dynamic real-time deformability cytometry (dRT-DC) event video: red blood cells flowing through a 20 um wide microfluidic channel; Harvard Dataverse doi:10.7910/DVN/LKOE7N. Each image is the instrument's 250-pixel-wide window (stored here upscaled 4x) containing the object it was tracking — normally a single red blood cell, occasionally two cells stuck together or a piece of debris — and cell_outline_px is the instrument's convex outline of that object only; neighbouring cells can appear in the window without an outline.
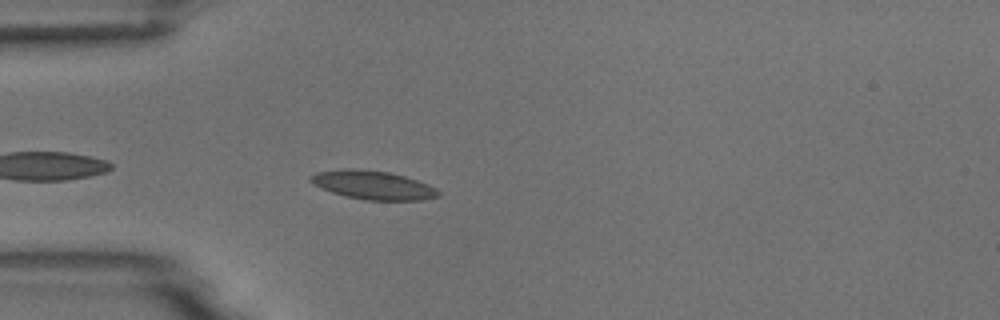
{"species": "common noctule bat (a hibernating species)", "species_latin": "Nyctalus noctula", "temperature_condition": "room temperature", "stored_images_in_passage": 42, "camera_frame_rate_fps": 3000, "um_per_image_px": 0.085, "animal": {"sex": "male", "body_mass_g": 18.8}, "frame": {"image": 1, "passage_image": 3, "time_ms": 0.667, "image_size_px": [1000, 320], "cell_outline_px": [[440, 196], [420, 200], [368, 200], [344, 196], [332, 192], [308, 180], [308, 176], [316, 172], [344, 168], [356, 168], [388, 172], [404, 176], [428, 184], [436, 188], [440, 192]], "centroid_in_image_um": [31.7, 15.72], "position_along_channel_um": 53.3, "area_um2": 21.27}}
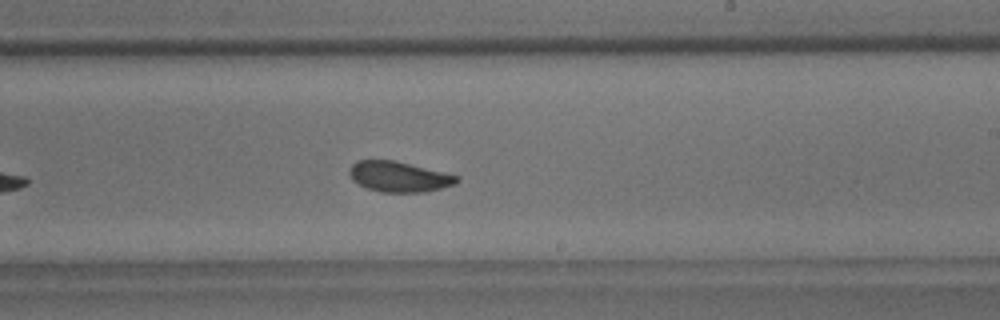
{"frame": {"image": 2, "passage_image": 20, "time_ms": 6.333, "image_size_px": [1000, 320], "cell_outline_px": [[460, 180], [456, 184], [424, 192], [380, 192], [368, 188], [352, 180], [348, 172], [348, 168], [356, 160], [392, 160], [444, 172], [460, 176]], "centroid_in_image_um": [33.9, 15.01], "position_along_channel_um": 255.1, "area_um2": 19.02}}
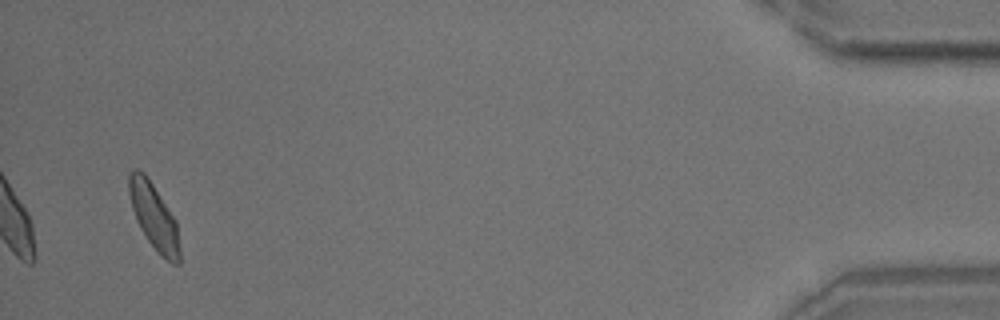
{"frame": {"image": 3, "passage_image": 40, "time_ms": 13.0, "image_size_px": [1000, 320], "cell_outline_px": [[180, 264], [172, 264], [148, 240], [140, 228], [136, 220], [132, 208], [128, 192], [128, 176], [132, 168], [140, 168], [144, 172], [176, 220], [180, 252]], "centroid_in_image_um": [13.06, 18.35], "position_along_channel_um": 422.1, "area_um2": 19.19}, "authors_computed_cell_mechanics": {"area_um2": 19.5364, "velocity_mm_per_s": 3.6926, "shape_relaxation_time_tau1_ms": 3.2236, "shape_relaxation_time_tau2_ms": 1.9364, "deformation_change_tau1": 0.1151, "deformation_change_tau2": 0.0511}}